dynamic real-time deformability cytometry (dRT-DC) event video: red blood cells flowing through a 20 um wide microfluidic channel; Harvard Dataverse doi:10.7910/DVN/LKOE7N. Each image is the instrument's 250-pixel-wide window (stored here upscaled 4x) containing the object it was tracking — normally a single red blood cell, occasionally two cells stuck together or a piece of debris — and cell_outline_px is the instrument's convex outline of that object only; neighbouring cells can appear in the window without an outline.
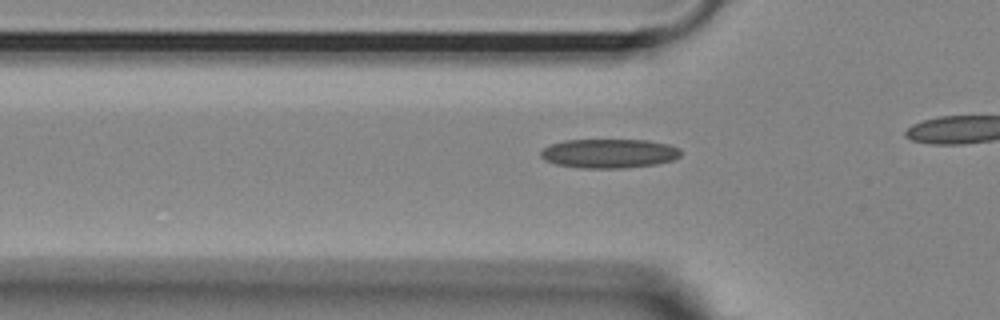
{"species": "Egyptian fruit bat (a non-hibernating species)", "species_latin": "Rousettus aegyptiacus", "temperature_condition": "room temperature", "stored_images_in_passage": 30, "camera_frame_rate_fps": 3000, "um_per_image_px": 0.085, "animal": {"sex": "female"}, "frame": {"image": 1, "passage_image": 3, "time_ms": 0.667, "image_size_px": [1000, 320], "cell_outline_px": [[680, 156], [672, 160], [656, 164], [624, 168], [580, 168], [556, 164], [544, 160], [540, 156], [540, 152], [544, 148], [552, 144], [564, 140], [648, 140], [668, 144], [680, 148]], "centroid_in_image_um": [51.77, 13.04], "position_along_channel_um": 74.0, "area_um2": 23.81}}
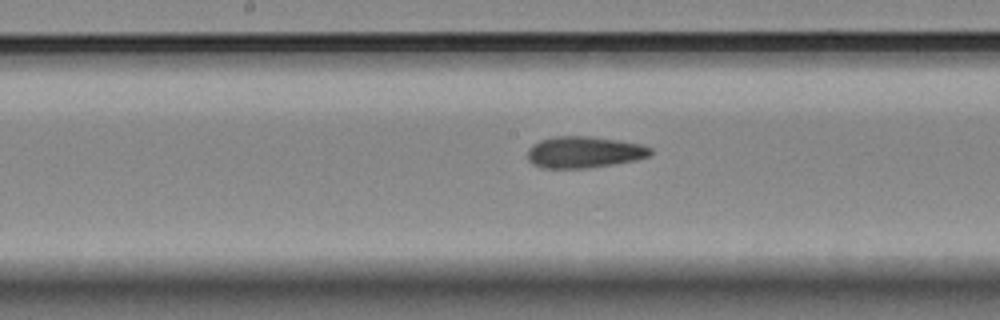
{"frame": {"image": 2, "passage_image": 13, "time_ms": 4.0, "image_size_px": [1000, 320], "cell_outline_px": [[652, 152], [648, 156], [636, 160], [588, 168], [540, 168], [532, 164], [528, 160], [528, 148], [532, 144], [540, 140], [556, 136], [588, 136], [616, 140], [640, 144], [652, 148]], "centroid_in_image_um": [49.61, 12.94], "position_along_channel_um": 198.6, "area_um2": 22.54}}
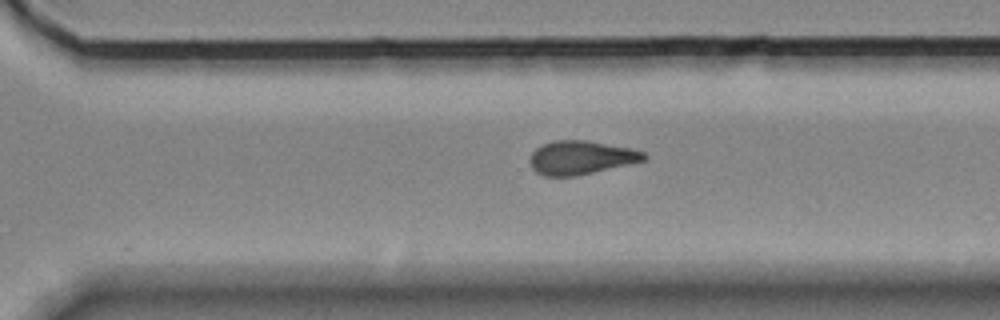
{"frame": {"image": 3, "passage_image": 23, "time_ms": 7.333, "image_size_px": [1000, 320], "cell_outline_px": [[648, 156], [644, 160], [628, 164], [576, 176], [544, 176], [536, 172], [532, 168], [528, 160], [532, 152], [540, 144], [552, 140], [584, 140], [632, 148], [644, 152]], "centroid_in_image_um": [49.33, 13.39], "position_along_channel_um": 321.3, "area_um2": 22.43}}